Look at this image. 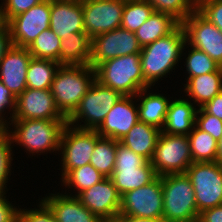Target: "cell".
Wrapping results in <instances>:
<instances>
[{
    "instance_id": "cell-1",
    "label": "cell",
    "mask_w": 222,
    "mask_h": 222,
    "mask_svg": "<svg viewBox=\"0 0 222 222\" xmlns=\"http://www.w3.org/2000/svg\"><path fill=\"white\" fill-rule=\"evenodd\" d=\"M186 45L185 31L180 25L171 34L142 47L140 52L142 73L150 87L175 69L173 67L181 60Z\"/></svg>"
},
{
    "instance_id": "cell-2",
    "label": "cell",
    "mask_w": 222,
    "mask_h": 222,
    "mask_svg": "<svg viewBox=\"0 0 222 222\" xmlns=\"http://www.w3.org/2000/svg\"><path fill=\"white\" fill-rule=\"evenodd\" d=\"M11 125L14 126L13 131L9 127ZM66 125L67 120L21 119L10 120L5 130L11 143H18L27 150L26 153L29 151L33 156L34 153L59 151L61 135Z\"/></svg>"
},
{
    "instance_id": "cell-3",
    "label": "cell",
    "mask_w": 222,
    "mask_h": 222,
    "mask_svg": "<svg viewBox=\"0 0 222 222\" xmlns=\"http://www.w3.org/2000/svg\"><path fill=\"white\" fill-rule=\"evenodd\" d=\"M96 79V71L90 65H61L51 86V92L59 111L68 118Z\"/></svg>"
},
{
    "instance_id": "cell-4",
    "label": "cell",
    "mask_w": 222,
    "mask_h": 222,
    "mask_svg": "<svg viewBox=\"0 0 222 222\" xmlns=\"http://www.w3.org/2000/svg\"><path fill=\"white\" fill-rule=\"evenodd\" d=\"M95 71L97 81L120 92L123 96H135L142 89H152L145 82L140 53L104 61L95 68Z\"/></svg>"
},
{
    "instance_id": "cell-5",
    "label": "cell",
    "mask_w": 222,
    "mask_h": 222,
    "mask_svg": "<svg viewBox=\"0 0 222 222\" xmlns=\"http://www.w3.org/2000/svg\"><path fill=\"white\" fill-rule=\"evenodd\" d=\"M163 220L168 222H198L199 212L195 191L186 173L161 176Z\"/></svg>"
},
{
    "instance_id": "cell-6",
    "label": "cell",
    "mask_w": 222,
    "mask_h": 222,
    "mask_svg": "<svg viewBox=\"0 0 222 222\" xmlns=\"http://www.w3.org/2000/svg\"><path fill=\"white\" fill-rule=\"evenodd\" d=\"M122 97L120 92L102 85L95 79L79 106L67 118V124L77 129L97 130ZM79 121L84 124L81 125L82 122H80L78 125Z\"/></svg>"
},
{
    "instance_id": "cell-7",
    "label": "cell",
    "mask_w": 222,
    "mask_h": 222,
    "mask_svg": "<svg viewBox=\"0 0 222 222\" xmlns=\"http://www.w3.org/2000/svg\"><path fill=\"white\" fill-rule=\"evenodd\" d=\"M156 177L151 162L120 142L117 143L115 168L110 178L120 195L143 187Z\"/></svg>"
},
{
    "instance_id": "cell-8",
    "label": "cell",
    "mask_w": 222,
    "mask_h": 222,
    "mask_svg": "<svg viewBox=\"0 0 222 222\" xmlns=\"http://www.w3.org/2000/svg\"><path fill=\"white\" fill-rule=\"evenodd\" d=\"M192 163L188 135L160 133L151 160L157 176L185 173Z\"/></svg>"
},
{
    "instance_id": "cell-9",
    "label": "cell",
    "mask_w": 222,
    "mask_h": 222,
    "mask_svg": "<svg viewBox=\"0 0 222 222\" xmlns=\"http://www.w3.org/2000/svg\"><path fill=\"white\" fill-rule=\"evenodd\" d=\"M195 191L197 210L222 204V165L218 162H195L186 170Z\"/></svg>"
},
{
    "instance_id": "cell-10",
    "label": "cell",
    "mask_w": 222,
    "mask_h": 222,
    "mask_svg": "<svg viewBox=\"0 0 222 222\" xmlns=\"http://www.w3.org/2000/svg\"><path fill=\"white\" fill-rule=\"evenodd\" d=\"M100 137L96 130L77 129L68 124L64 127L59 146L63 162L62 178L70 170L90 163L96 141Z\"/></svg>"
},
{
    "instance_id": "cell-11",
    "label": "cell",
    "mask_w": 222,
    "mask_h": 222,
    "mask_svg": "<svg viewBox=\"0 0 222 222\" xmlns=\"http://www.w3.org/2000/svg\"><path fill=\"white\" fill-rule=\"evenodd\" d=\"M118 215L162 220L163 192L161 176H157L152 182L143 187L130 190L121 195Z\"/></svg>"
},
{
    "instance_id": "cell-12",
    "label": "cell",
    "mask_w": 222,
    "mask_h": 222,
    "mask_svg": "<svg viewBox=\"0 0 222 222\" xmlns=\"http://www.w3.org/2000/svg\"><path fill=\"white\" fill-rule=\"evenodd\" d=\"M141 49L142 47L138 43L135 32L119 27L97 35L92 39L89 65L95 69L104 61L140 53Z\"/></svg>"
},
{
    "instance_id": "cell-13",
    "label": "cell",
    "mask_w": 222,
    "mask_h": 222,
    "mask_svg": "<svg viewBox=\"0 0 222 222\" xmlns=\"http://www.w3.org/2000/svg\"><path fill=\"white\" fill-rule=\"evenodd\" d=\"M51 0H43L8 20L13 46L27 48L43 31L50 28Z\"/></svg>"
},
{
    "instance_id": "cell-14",
    "label": "cell",
    "mask_w": 222,
    "mask_h": 222,
    "mask_svg": "<svg viewBox=\"0 0 222 222\" xmlns=\"http://www.w3.org/2000/svg\"><path fill=\"white\" fill-rule=\"evenodd\" d=\"M125 0H82L84 30L95 36L121 26Z\"/></svg>"
},
{
    "instance_id": "cell-15",
    "label": "cell",
    "mask_w": 222,
    "mask_h": 222,
    "mask_svg": "<svg viewBox=\"0 0 222 222\" xmlns=\"http://www.w3.org/2000/svg\"><path fill=\"white\" fill-rule=\"evenodd\" d=\"M187 45L207 53L222 67V32L197 10L182 23Z\"/></svg>"
},
{
    "instance_id": "cell-16",
    "label": "cell",
    "mask_w": 222,
    "mask_h": 222,
    "mask_svg": "<svg viewBox=\"0 0 222 222\" xmlns=\"http://www.w3.org/2000/svg\"><path fill=\"white\" fill-rule=\"evenodd\" d=\"M10 120H67L57 108L51 89L26 90L16 97Z\"/></svg>"
},
{
    "instance_id": "cell-17",
    "label": "cell",
    "mask_w": 222,
    "mask_h": 222,
    "mask_svg": "<svg viewBox=\"0 0 222 222\" xmlns=\"http://www.w3.org/2000/svg\"><path fill=\"white\" fill-rule=\"evenodd\" d=\"M93 214L104 222H115L120 212L121 195L111 178L105 177L76 196Z\"/></svg>"
},
{
    "instance_id": "cell-18",
    "label": "cell",
    "mask_w": 222,
    "mask_h": 222,
    "mask_svg": "<svg viewBox=\"0 0 222 222\" xmlns=\"http://www.w3.org/2000/svg\"><path fill=\"white\" fill-rule=\"evenodd\" d=\"M135 96H123L96 130L101 137L121 140L139 121Z\"/></svg>"
},
{
    "instance_id": "cell-19",
    "label": "cell",
    "mask_w": 222,
    "mask_h": 222,
    "mask_svg": "<svg viewBox=\"0 0 222 222\" xmlns=\"http://www.w3.org/2000/svg\"><path fill=\"white\" fill-rule=\"evenodd\" d=\"M31 58L27 48L12 46L0 62V82L15 97L27 88L26 72Z\"/></svg>"
},
{
    "instance_id": "cell-20",
    "label": "cell",
    "mask_w": 222,
    "mask_h": 222,
    "mask_svg": "<svg viewBox=\"0 0 222 222\" xmlns=\"http://www.w3.org/2000/svg\"><path fill=\"white\" fill-rule=\"evenodd\" d=\"M50 29L60 39L71 37V33L85 32L82 1L51 0Z\"/></svg>"
},
{
    "instance_id": "cell-21",
    "label": "cell",
    "mask_w": 222,
    "mask_h": 222,
    "mask_svg": "<svg viewBox=\"0 0 222 222\" xmlns=\"http://www.w3.org/2000/svg\"><path fill=\"white\" fill-rule=\"evenodd\" d=\"M72 195L51 193L42 200L52 210L58 222H104L86 208L74 194Z\"/></svg>"
},
{
    "instance_id": "cell-22",
    "label": "cell",
    "mask_w": 222,
    "mask_h": 222,
    "mask_svg": "<svg viewBox=\"0 0 222 222\" xmlns=\"http://www.w3.org/2000/svg\"><path fill=\"white\" fill-rule=\"evenodd\" d=\"M189 99L171 100L161 132L166 134L188 135L195 126L197 110Z\"/></svg>"
},
{
    "instance_id": "cell-23",
    "label": "cell",
    "mask_w": 222,
    "mask_h": 222,
    "mask_svg": "<svg viewBox=\"0 0 222 222\" xmlns=\"http://www.w3.org/2000/svg\"><path fill=\"white\" fill-rule=\"evenodd\" d=\"M161 130L138 121L119 142L151 162Z\"/></svg>"
},
{
    "instance_id": "cell-24",
    "label": "cell",
    "mask_w": 222,
    "mask_h": 222,
    "mask_svg": "<svg viewBox=\"0 0 222 222\" xmlns=\"http://www.w3.org/2000/svg\"><path fill=\"white\" fill-rule=\"evenodd\" d=\"M147 90H149V88L142 89L135 95L136 99L138 97L137 101H140V103L137 104L139 121L155 126L161 130L165 123L170 100L160 93H151L147 92Z\"/></svg>"
},
{
    "instance_id": "cell-25",
    "label": "cell",
    "mask_w": 222,
    "mask_h": 222,
    "mask_svg": "<svg viewBox=\"0 0 222 222\" xmlns=\"http://www.w3.org/2000/svg\"><path fill=\"white\" fill-rule=\"evenodd\" d=\"M222 91V67L217 71L191 77L184 85V92L201 108Z\"/></svg>"
},
{
    "instance_id": "cell-26",
    "label": "cell",
    "mask_w": 222,
    "mask_h": 222,
    "mask_svg": "<svg viewBox=\"0 0 222 222\" xmlns=\"http://www.w3.org/2000/svg\"><path fill=\"white\" fill-rule=\"evenodd\" d=\"M60 44V65H89L92 39L86 32L71 33V37L61 39Z\"/></svg>"
},
{
    "instance_id": "cell-27",
    "label": "cell",
    "mask_w": 222,
    "mask_h": 222,
    "mask_svg": "<svg viewBox=\"0 0 222 222\" xmlns=\"http://www.w3.org/2000/svg\"><path fill=\"white\" fill-rule=\"evenodd\" d=\"M181 22L174 16L155 12L135 32L138 43L141 47L151 44L159 38L165 37L174 32Z\"/></svg>"
},
{
    "instance_id": "cell-28",
    "label": "cell",
    "mask_w": 222,
    "mask_h": 222,
    "mask_svg": "<svg viewBox=\"0 0 222 222\" xmlns=\"http://www.w3.org/2000/svg\"><path fill=\"white\" fill-rule=\"evenodd\" d=\"M61 65L53 60L32 57L26 72L27 88L51 89L55 74Z\"/></svg>"
},
{
    "instance_id": "cell-29",
    "label": "cell",
    "mask_w": 222,
    "mask_h": 222,
    "mask_svg": "<svg viewBox=\"0 0 222 222\" xmlns=\"http://www.w3.org/2000/svg\"><path fill=\"white\" fill-rule=\"evenodd\" d=\"M118 142L107 137H100L96 141L90 164L104 177L110 178L113 174Z\"/></svg>"
},
{
    "instance_id": "cell-30",
    "label": "cell",
    "mask_w": 222,
    "mask_h": 222,
    "mask_svg": "<svg viewBox=\"0 0 222 222\" xmlns=\"http://www.w3.org/2000/svg\"><path fill=\"white\" fill-rule=\"evenodd\" d=\"M193 163L215 162L218 150V142L207 132L194 126L188 134Z\"/></svg>"
},
{
    "instance_id": "cell-31",
    "label": "cell",
    "mask_w": 222,
    "mask_h": 222,
    "mask_svg": "<svg viewBox=\"0 0 222 222\" xmlns=\"http://www.w3.org/2000/svg\"><path fill=\"white\" fill-rule=\"evenodd\" d=\"M153 13L147 0H125L120 27L136 32Z\"/></svg>"
},
{
    "instance_id": "cell-32",
    "label": "cell",
    "mask_w": 222,
    "mask_h": 222,
    "mask_svg": "<svg viewBox=\"0 0 222 222\" xmlns=\"http://www.w3.org/2000/svg\"><path fill=\"white\" fill-rule=\"evenodd\" d=\"M61 39L50 28L43 30L27 47L34 58L48 59L59 63Z\"/></svg>"
},
{
    "instance_id": "cell-33",
    "label": "cell",
    "mask_w": 222,
    "mask_h": 222,
    "mask_svg": "<svg viewBox=\"0 0 222 222\" xmlns=\"http://www.w3.org/2000/svg\"><path fill=\"white\" fill-rule=\"evenodd\" d=\"M105 177L97 171L90 163L73 170H70L62 179L65 187L77 190L75 196L84 190L91 188Z\"/></svg>"
},
{
    "instance_id": "cell-34",
    "label": "cell",
    "mask_w": 222,
    "mask_h": 222,
    "mask_svg": "<svg viewBox=\"0 0 222 222\" xmlns=\"http://www.w3.org/2000/svg\"><path fill=\"white\" fill-rule=\"evenodd\" d=\"M192 48V49H191ZM191 50V51H190ZM188 57L185 59V67L188 73L187 81L206 73L217 71L221 66L215 62L207 53L190 46Z\"/></svg>"
},
{
    "instance_id": "cell-35",
    "label": "cell",
    "mask_w": 222,
    "mask_h": 222,
    "mask_svg": "<svg viewBox=\"0 0 222 222\" xmlns=\"http://www.w3.org/2000/svg\"><path fill=\"white\" fill-rule=\"evenodd\" d=\"M155 12L167 13L181 23L196 10L194 0H147Z\"/></svg>"
},
{
    "instance_id": "cell-36",
    "label": "cell",
    "mask_w": 222,
    "mask_h": 222,
    "mask_svg": "<svg viewBox=\"0 0 222 222\" xmlns=\"http://www.w3.org/2000/svg\"><path fill=\"white\" fill-rule=\"evenodd\" d=\"M11 145L9 134L5 129H0V192L7 191L6 183H8V176L11 174V161H13V147Z\"/></svg>"
},
{
    "instance_id": "cell-37",
    "label": "cell",
    "mask_w": 222,
    "mask_h": 222,
    "mask_svg": "<svg viewBox=\"0 0 222 222\" xmlns=\"http://www.w3.org/2000/svg\"><path fill=\"white\" fill-rule=\"evenodd\" d=\"M39 209H18L17 222H58L49 206L41 199Z\"/></svg>"
},
{
    "instance_id": "cell-38",
    "label": "cell",
    "mask_w": 222,
    "mask_h": 222,
    "mask_svg": "<svg viewBox=\"0 0 222 222\" xmlns=\"http://www.w3.org/2000/svg\"><path fill=\"white\" fill-rule=\"evenodd\" d=\"M195 126L209 133L217 142L222 137V120L208 114L202 107L197 110Z\"/></svg>"
},
{
    "instance_id": "cell-39",
    "label": "cell",
    "mask_w": 222,
    "mask_h": 222,
    "mask_svg": "<svg viewBox=\"0 0 222 222\" xmlns=\"http://www.w3.org/2000/svg\"><path fill=\"white\" fill-rule=\"evenodd\" d=\"M196 10L222 32V0L199 2Z\"/></svg>"
},
{
    "instance_id": "cell-40",
    "label": "cell",
    "mask_w": 222,
    "mask_h": 222,
    "mask_svg": "<svg viewBox=\"0 0 222 222\" xmlns=\"http://www.w3.org/2000/svg\"><path fill=\"white\" fill-rule=\"evenodd\" d=\"M2 2L7 20L40 4L43 0H3Z\"/></svg>"
},
{
    "instance_id": "cell-41",
    "label": "cell",
    "mask_w": 222,
    "mask_h": 222,
    "mask_svg": "<svg viewBox=\"0 0 222 222\" xmlns=\"http://www.w3.org/2000/svg\"><path fill=\"white\" fill-rule=\"evenodd\" d=\"M16 97L0 82V129H5L9 123L6 120L5 113L6 109H10V115H12L15 109ZM8 107V108H7Z\"/></svg>"
},
{
    "instance_id": "cell-42",
    "label": "cell",
    "mask_w": 222,
    "mask_h": 222,
    "mask_svg": "<svg viewBox=\"0 0 222 222\" xmlns=\"http://www.w3.org/2000/svg\"><path fill=\"white\" fill-rule=\"evenodd\" d=\"M5 194L6 191L0 192V222H17L18 208L6 199Z\"/></svg>"
},
{
    "instance_id": "cell-43",
    "label": "cell",
    "mask_w": 222,
    "mask_h": 222,
    "mask_svg": "<svg viewBox=\"0 0 222 222\" xmlns=\"http://www.w3.org/2000/svg\"><path fill=\"white\" fill-rule=\"evenodd\" d=\"M198 222H222V204L203 210L199 214Z\"/></svg>"
},
{
    "instance_id": "cell-44",
    "label": "cell",
    "mask_w": 222,
    "mask_h": 222,
    "mask_svg": "<svg viewBox=\"0 0 222 222\" xmlns=\"http://www.w3.org/2000/svg\"><path fill=\"white\" fill-rule=\"evenodd\" d=\"M202 108L211 115L222 120V91L207 102Z\"/></svg>"
},
{
    "instance_id": "cell-45",
    "label": "cell",
    "mask_w": 222,
    "mask_h": 222,
    "mask_svg": "<svg viewBox=\"0 0 222 222\" xmlns=\"http://www.w3.org/2000/svg\"><path fill=\"white\" fill-rule=\"evenodd\" d=\"M13 46L10 32L7 29L0 34V62L4 57L5 53Z\"/></svg>"
},
{
    "instance_id": "cell-46",
    "label": "cell",
    "mask_w": 222,
    "mask_h": 222,
    "mask_svg": "<svg viewBox=\"0 0 222 222\" xmlns=\"http://www.w3.org/2000/svg\"><path fill=\"white\" fill-rule=\"evenodd\" d=\"M115 222H149V218L134 217L131 215H118Z\"/></svg>"
},
{
    "instance_id": "cell-47",
    "label": "cell",
    "mask_w": 222,
    "mask_h": 222,
    "mask_svg": "<svg viewBox=\"0 0 222 222\" xmlns=\"http://www.w3.org/2000/svg\"><path fill=\"white\" fill-rule=\"evenodd\" d=\"M8 29V20L5 16L3 5L0 4V34Z\"/></svg>"
},
{
    "instance_id": "cell-48",
    "label": "cell",
    "mask_w": 222,
    "mask_h": 222,
    "mask_svg": "<svg viewBox=\"0 0 222 222\" xmlns=\"http://www.w3.org/2000/svg\"><path fill=\"white\" fill-rule=\"evenodd\" d=\"M216 162H218L220 165H222V137L218 141V150H217Z\"/></svg>"
},
{
    "instance_id": "cell-49",
    "label": "cell",
    "mask_w": 222,
    "mask_h": 222,
    "mask_svg": "<svg viewBox=\"0 0 222 222\" xmlns=\"http://www.w3.org/2000/svg\"><path fill=\"white\" fill-rule=\"evenodd\" d=\"M149 222H168V221H166V220H155V219H151V218H149Z\"/></svg>"
},
{
    "instance_id": "cell-50",
    "label": "cell",
    "mask_w": 222,
    "mask_h": 222,
    "mask_svg": "<svg viewBox=\"0 0 222 222\" xmlns=\"http://www.w3.org/2000/svg\"><path fill=\"white\" fill-rule=\"evenodd\" d=\"M205 1H208V0H194L195 4H197L199 2H205Z\"/></svg>"
}]
</instances>
